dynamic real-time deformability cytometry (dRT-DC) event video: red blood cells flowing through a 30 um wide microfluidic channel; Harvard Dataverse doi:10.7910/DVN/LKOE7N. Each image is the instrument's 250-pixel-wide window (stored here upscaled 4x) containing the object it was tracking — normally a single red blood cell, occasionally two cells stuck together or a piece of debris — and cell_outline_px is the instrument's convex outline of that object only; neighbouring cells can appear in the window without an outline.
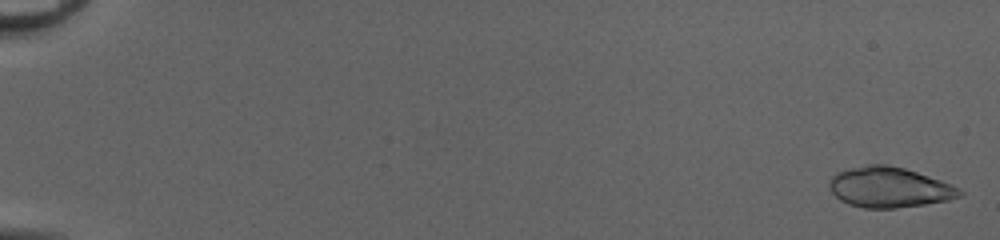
{"species": "common noctule bat (a hibernating species)", "species_latin": "Nyctalus noctula", "temperature_condition": "cold", "stored_images_in_passage": 52, "segment_of_instrument_passage": [1, 2], "camera_frame_rate_fps": 3000, "um_per_image_px": 0.085, "animal": {"sex": "female", "body_mass_g": 20.0, "forearm_length_mm": 54.0}, "frame": {"image": 1, "passage_image": 2, "time_ms": 0.333, "image_size_px": [1000, 240], "cell_outline_px": [[964, 192], [960, 196], [948, 200], [924, 204], [896, 208], [864, 208], [848, 204], [840, 200], [828, 188], [828, 180], [836, 172], [848, 168], [868, 164], [888, 164], [904, 168], [952, 184]], "centroid_in_image_um": [75.54, 15.91], "position_along_channel_um": 9.5, "area_um2": 30.75}}
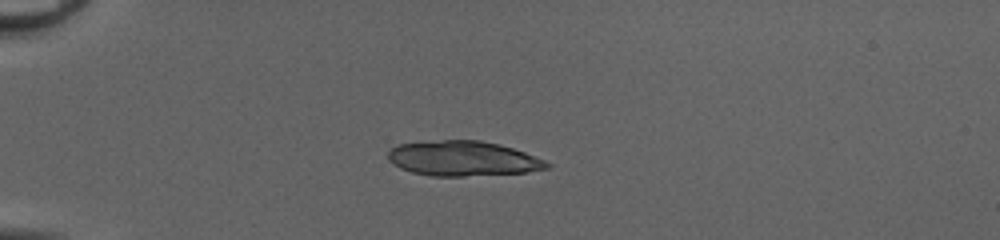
{"frame": {"image": 2, "passage_image": 16, "time_ms": 5.0, "image_size_px": [1000, 240], "cell_outline_px": [[552, 164], [548, 168], [528, 172], [464, 176], [432, 176], [412, 172], [400, 168], [388, 160], [388, 152], [396, 144], [444, 140], [480, 140], [500, 144], [524, 152], [544, 160]], "centroid_in_image_um": [39.35, 13.47], "position_along_channel_um": 45.7, "area_um2": 32.31}}